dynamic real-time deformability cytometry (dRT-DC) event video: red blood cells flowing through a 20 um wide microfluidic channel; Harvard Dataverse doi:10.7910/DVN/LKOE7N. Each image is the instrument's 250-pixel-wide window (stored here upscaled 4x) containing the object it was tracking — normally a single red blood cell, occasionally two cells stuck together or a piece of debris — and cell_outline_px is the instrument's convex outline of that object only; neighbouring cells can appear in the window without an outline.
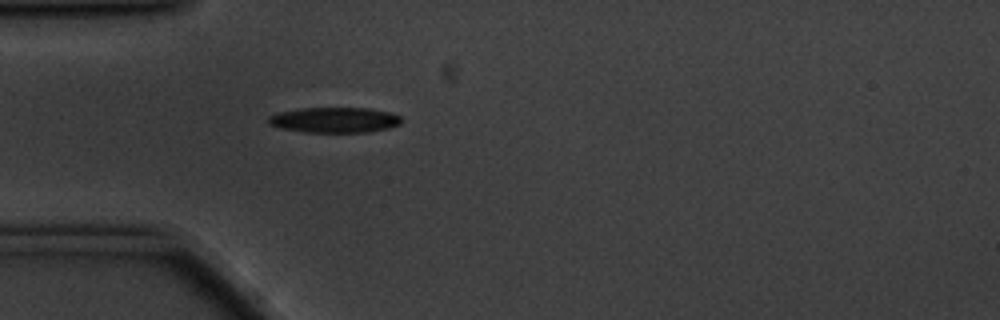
{"species": "common noctule bat (a hibernating species)", "species_latin": "Nyctalus noctula", "temperature_condition": "cold", "stored_images_in_passage": 3, "camera_frame_rate_fps": 3000, "um_per_image_px": 0.085, "animal": {"sex": "male", "body_mass_g": 20.1, "forearm_length_mm": 53.5}, "frame": {"image": 1, "passage_image": 1, "time_ms": 0.0, "image_size_px": [1000, 320], "cell_outline_px": [[404, 120], [400, 124], [388, 128], [368, 132], [304, 132], [280, 128], [268, 124], [268, 116], [276, 112], [300, 108], [368, 108], [392, 112], [400, 116]], "centroid_in_image_um": [28.43, 10.19], "position_along_channel_um": 56.6, "area_um2": 19.94}}